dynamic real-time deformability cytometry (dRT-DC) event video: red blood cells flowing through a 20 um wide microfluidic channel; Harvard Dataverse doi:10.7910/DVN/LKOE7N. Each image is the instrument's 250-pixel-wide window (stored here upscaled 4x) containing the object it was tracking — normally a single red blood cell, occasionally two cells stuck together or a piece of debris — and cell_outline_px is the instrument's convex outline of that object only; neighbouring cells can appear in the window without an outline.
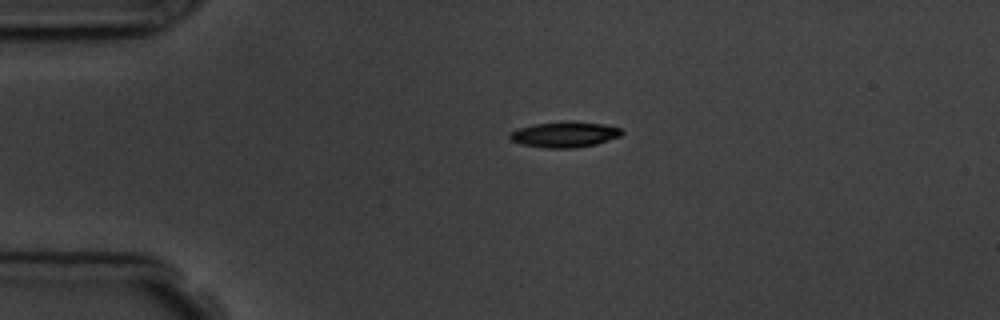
{"species": "common noctule bat (a hibernating species)", "species_latin": "Nyctalus noctula", "temperature_condition": "room temperature", "stored_images_in_passage": 2, "camera_frame_rate_fps": 3000, "um_per_image_px": 0.085, "animal": {"sex": "male", "body_mass_g": 19.5, "forearm_length_mm": 54.6}, "frame": {"image": 1, "passage_image": 1, "time_ms": 0.0, "image_size_px": [1000, 320], "cell_outline_px": [[624, 132], [620, 136], [596, 144], [576, 148], [544, 148], [520, 144], [512, 140], [508, 136], [508, 132], [516, 128], [532, 124], [568, 120], [572, 120], [604, 124], [620, 128]], "centroid_in_image_um": [47.95, 11.41], "position_along_channel_um": 37.1, "area_um2": 17.17}}